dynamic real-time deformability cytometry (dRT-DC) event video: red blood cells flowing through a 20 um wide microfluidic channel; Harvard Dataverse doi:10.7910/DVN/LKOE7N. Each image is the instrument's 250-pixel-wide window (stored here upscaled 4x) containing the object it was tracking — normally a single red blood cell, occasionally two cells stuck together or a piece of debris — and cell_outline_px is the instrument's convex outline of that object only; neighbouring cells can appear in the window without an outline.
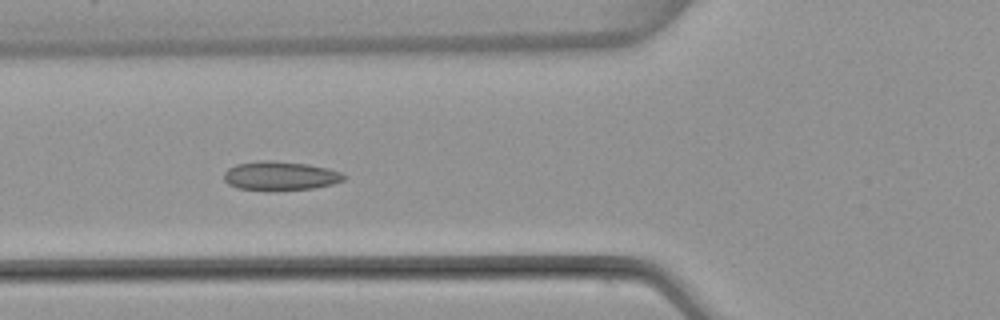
{"species": "common noctule bat (a hibernating species)", "species_latin": "Nyctalus noctula", "temperature_condition": "warm", "stored_images_in_passage": 6, "camera_frame_rate_fps": 3000, "um_per_image_px": 0.085, "animal": {"sex": "female", "body_mass_g": 22.7, "forearm_length_mm": 54.2}, "frame": {"image": 1, "passage_image": 6, "time_ms": 6.0, "image_size_px": [1000, 320], "cell_outline_px": [[348, 176], [344, 180], [332, 184], [312, 188], [236, 188], [228, 184], [224, 180], [224, 172], [228, 168], [236, 164], [260, 160], [272, 160], [308, 164], [328, 168], [340, 172]], "centroid_in_image_um": [23.83, 14.9], "position_along_channel_um": 102.0, "area_um2": 19.65}}